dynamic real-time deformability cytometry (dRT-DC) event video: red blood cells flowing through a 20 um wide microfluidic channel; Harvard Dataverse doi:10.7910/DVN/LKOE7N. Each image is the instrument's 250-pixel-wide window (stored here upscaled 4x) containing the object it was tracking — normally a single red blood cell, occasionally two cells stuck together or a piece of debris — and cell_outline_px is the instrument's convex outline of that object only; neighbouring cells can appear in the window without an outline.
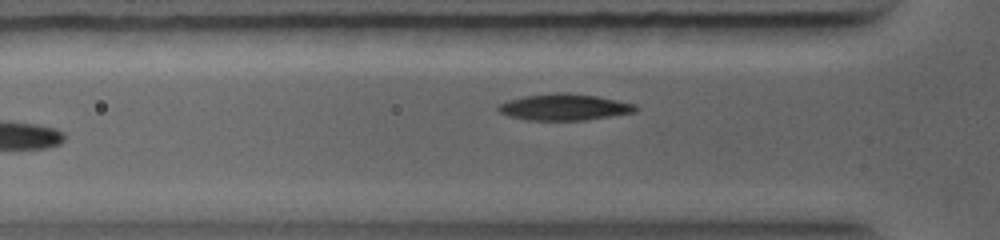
{"species": "common noctule bat (a hibernating species)", "species_latin": "Nyctalus noctula", "temperature_condition": "warm", "stored_images_in_passage": 13, "camera_frame_rate_fps": 5000, "um_per_image_px": 0.085, "animal": {"sex": "female", "body_mass_g": 19.0, "forearm_length_mm": 56.7}, "frame": {"image": 1, "passage_image": 4, "time_ms": 0.8, "image_size_px": [1000, 240], "cell_outline_px": [[640, 108], [636, 112], [588, 120], [524, 120], [508, 116], [500, 112], [496, 108], [500, 104], [508, 100], [524, 96], [552, 92], [568, 92], [596, 96], [636, 104]], "centroid_in_image_um": [47.98, 9.1], "position_along_channel_um": 77.8, "area_um2": 21.39}}
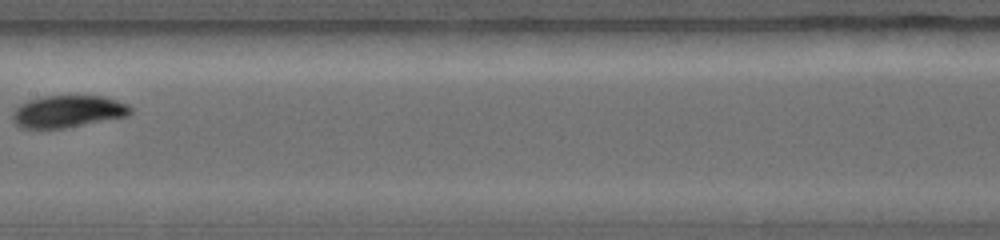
{"frame": {"image": 2, "passage_image": 10, "time_ms": 3.2, "image_size_px": [1000, 240], "cell_outline_px": [[132, 112], [128, 116], [64, 128], [24, 128], [16, 124], [12, 120], [12, 112], [20, 104], [28, 100], [44, 96], [104, 96], [128, 104], [132, 108]], "centroid_in_image_um": [5.78, 9.47], "position_along_channel_um": 201.6, "area_um2": 22.02}}
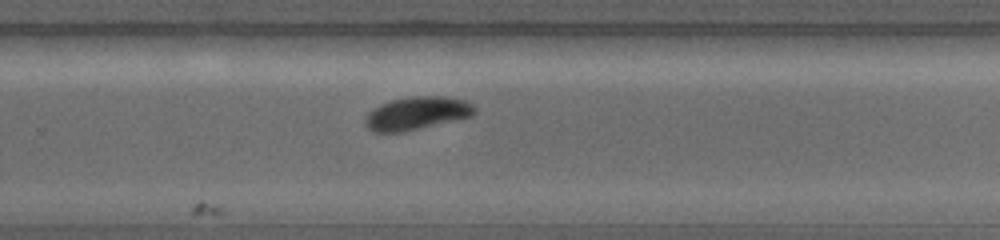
{"frame": {"image": 3, "passage_image": 13, "time_ms": 5.0, "image_size_px": [1000, 240], "cell_outline_px": [[476, 112], [472, 116], [404, 132], [372, 132], [364, 124], [364, 116], [368, 112], [380, 104], [392, 100], [412, 96], [444, 96], [464, 100], [472, 104], [476, 108]], "centroid_in_image_um": [35.4, 9.63], "position_along_channel_um": 294.4, "area_um2": 21.15}}